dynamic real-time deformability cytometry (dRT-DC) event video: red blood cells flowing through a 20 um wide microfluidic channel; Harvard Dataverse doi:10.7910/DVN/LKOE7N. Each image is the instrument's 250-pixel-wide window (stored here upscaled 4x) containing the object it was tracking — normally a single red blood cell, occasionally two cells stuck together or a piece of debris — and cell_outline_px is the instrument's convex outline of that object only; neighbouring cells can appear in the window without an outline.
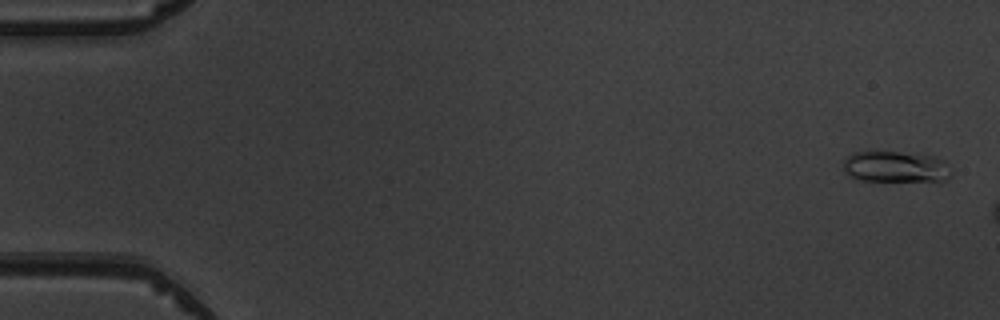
{"species": "common noctule bat (a hibernating species)", "species_latin": "Nyctalus noctula", "temperature_condition": "warm", "stored_images_in_passage": 3, "camera_frame_rate_fps": 3000, "um_per_image_px": 0.085, "animal": {"sex": "male", "body_mass_g": 19.5, "forearm_length_mm": 54.6}, "frame": {"image": 1, "passage_image": 1, "time_ms": 0.0, "image_size_px": [1000, 320], "cell_outline_px": [[952, 176], [948, 180], [860, 180], [848, 176], [840, 168], [844, 160], [852, 152], [868, 148], [940, 156], [944, 160], [952, 172]], "centroid_in_image_um": [76.06, 14.11], "position_along_channel_um": 8.9, "area_um2": 20.63}}